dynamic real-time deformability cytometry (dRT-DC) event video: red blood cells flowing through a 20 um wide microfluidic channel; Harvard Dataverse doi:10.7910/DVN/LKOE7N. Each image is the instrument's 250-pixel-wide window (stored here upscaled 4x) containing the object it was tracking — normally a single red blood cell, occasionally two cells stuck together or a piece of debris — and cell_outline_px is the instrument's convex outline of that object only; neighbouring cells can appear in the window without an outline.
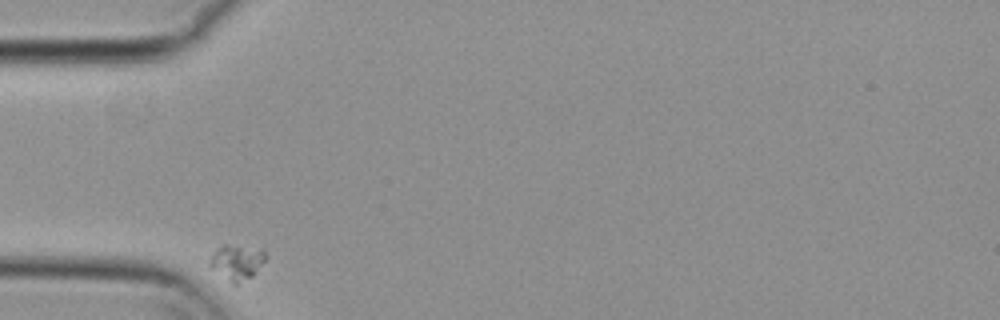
{"species": "common noctule bat (a hibernating species)", "species_latin": "Nyctalus noctula", "temperature_condition": "cold", "stored_images_in_passage": 34, "camera_frame_rate_fps": 3000, "um_per_image_px": 0.085, "animal": {"sex": "female", "body_mass_g": 29.2, "forearm_length_mm": 56.3}, "frame": {"image": 1, "passage_image": 1, "time_ms": 0.0, "image_size_px": [1000, 320], "cell_outline_px": [[268, 256], [256, 272], [252, 276], [240, 284], [232, 284], [208, 268], [208, 260], [224, 244], [228, 244], [260, 248]], "centroid_in_image_um": [20.12, 22.31], "position_along_channel_um": 64.9, "area_um2": 11.73}}
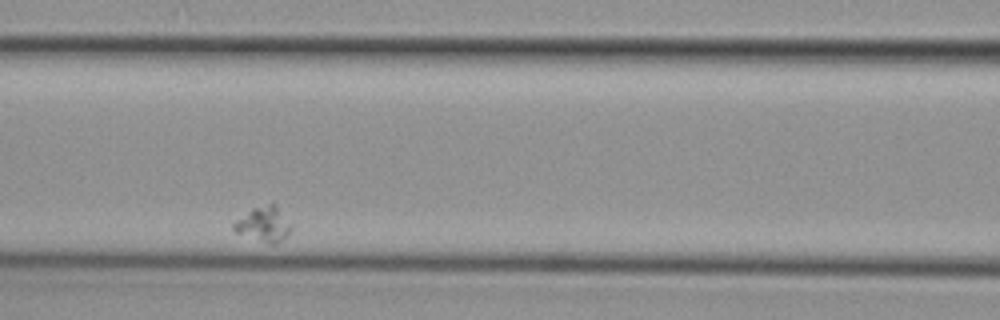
{"frame": {"image": 2, "passage_image": 10, "time_ms": 3.0, "image_size_px": [1000, 320], "cell_outline_px": [[292, 228], [288, 236], [276, 244], [268, 244], [236, 232], [232, 228], [232, 224], [236, 220], [252, 208], [268, 204], [276, 204], [292, 224]], "centroid_in_image_um": [22.45, 19.07], "position_along_channel_um": 144.1, "area_um2": 11.79}}
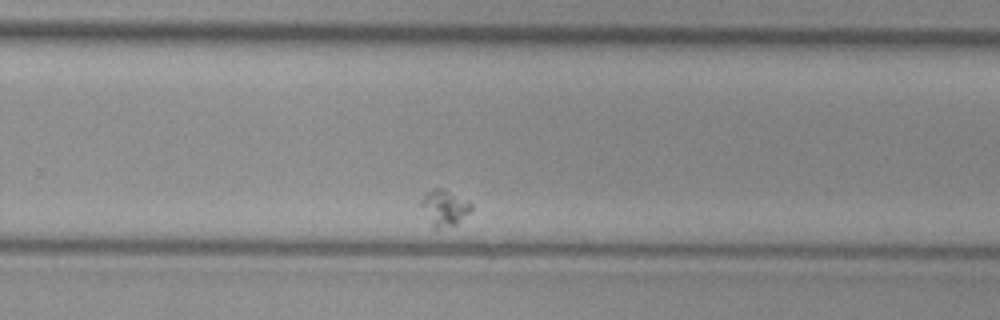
{"frame": {"image": 3, "passage_image": 25, "time_ms": 8.0, "image_size_px": [1000, 320], "cell_outline_px": [[472, 208], [456, 224], [436, 228], [432, 224], [420, 208], [420, 200], [432, 188], [440, 188], [468, 200], [472, 204]], "centroid_in_image_um": [37.75, 17.64], "position_along_channel_um": 292.1, "area_um2": 10.12}}